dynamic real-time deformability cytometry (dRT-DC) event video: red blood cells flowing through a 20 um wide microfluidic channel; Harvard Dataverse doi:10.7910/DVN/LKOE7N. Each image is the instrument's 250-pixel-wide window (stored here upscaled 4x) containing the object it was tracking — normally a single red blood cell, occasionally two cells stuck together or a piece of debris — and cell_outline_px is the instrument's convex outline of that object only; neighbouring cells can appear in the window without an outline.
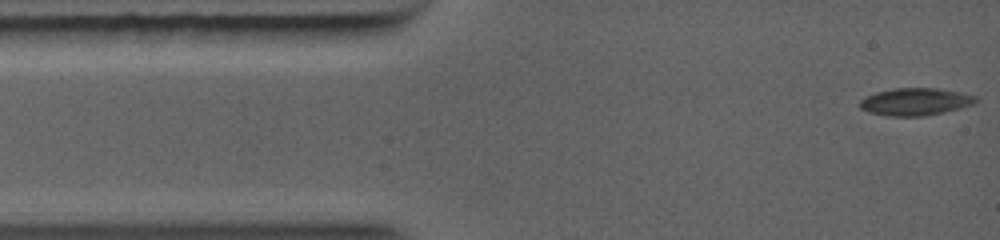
{"species": "common noctule bat (a hibernating species)", "species_latin": "Nyctalus noctula", "temperature_condition": "warm", "stored_images_in_passage": 3, "camera_frame_rate_fps": 5000, "um_per_image_px": 0.085, "animal": {"sex": "female", "body_mass_g": 19.0, "forearm_length_mm": 56.7}, "frame": {"image": 1, "passage_image": 1, "time_ms": 0.0, "image_size_px": [1000, 240], "cell_outline_px": [[980, 100], [972, 104], [960, 108], [944, 112], [924, 116], [888, 116], [868, 112], [860, 108], [860, 100], [876, 92], [896, 88], [936, 88], [960, 92], [976, 96]], "centroid_in_image_um": [77.82, 8.65], "position_along_channel_um": 7.2, "area_um2": 18.44}}
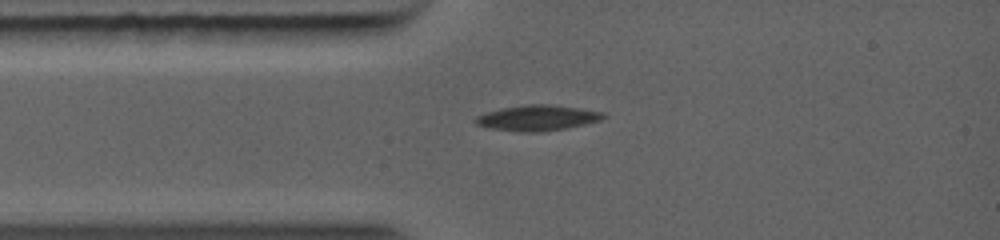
{"frame": {"image": 2, "passage_image": 3, "time_ms": 2.0, "image_size_px": [1000, 240], "cell_outline_px": [[604, 116], [600, 120], [560, 128], [492, 128], [476, 124], [476, 116], [488, 112], [504, 108], [528, 104], [544, 104], [576, 108], [600, 112]], "centroid_in_image_um": [45.66, 9.94], "position_along_channel_um": 39.3, "area_um2": 16.82}}